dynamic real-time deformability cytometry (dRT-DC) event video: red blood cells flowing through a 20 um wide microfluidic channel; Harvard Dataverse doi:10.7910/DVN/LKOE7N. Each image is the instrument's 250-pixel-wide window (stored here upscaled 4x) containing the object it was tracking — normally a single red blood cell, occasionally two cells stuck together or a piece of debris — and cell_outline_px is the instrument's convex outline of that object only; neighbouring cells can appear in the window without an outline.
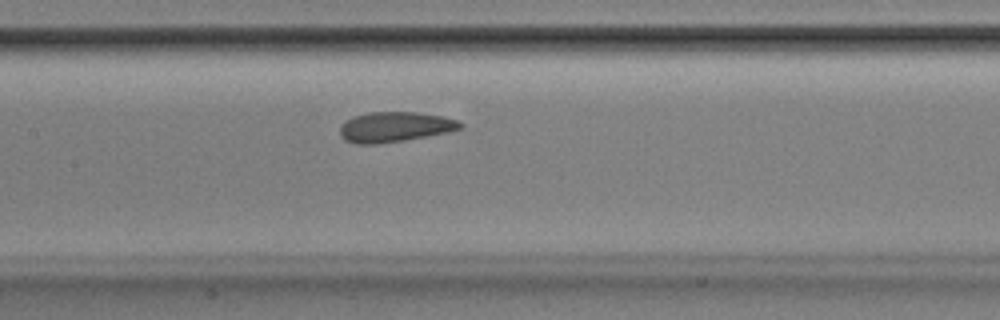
{"species": "Egyptian fruit bat (a non-hibernating species)", "species_latin": "Rousettus aegyptiacus", "temperature_condition": "room temperature", "stored_images_in_passage": 47, "camera_frame_rate_fps": 3000, "um_per_image_px": 0.085, "animal": {"sex": "male"}, "frame": {"image": 1, "passage_image": 19, "time_ms": 6.0, "image_size_px": [1000, 320], "cell_outline_px": [[464, 128], [404, 140], [376, 144], [356, 144], [344, 140], [340, 136], [340, 128], [348, 120], [356, 116], [368, 112], [416, 112], [444, 116], [460, 120], [464, 124]], "centroid_in_image_um": [33.59, 10.78], "position_along_channel_um": 173.8, "area_um2": 20.98}}
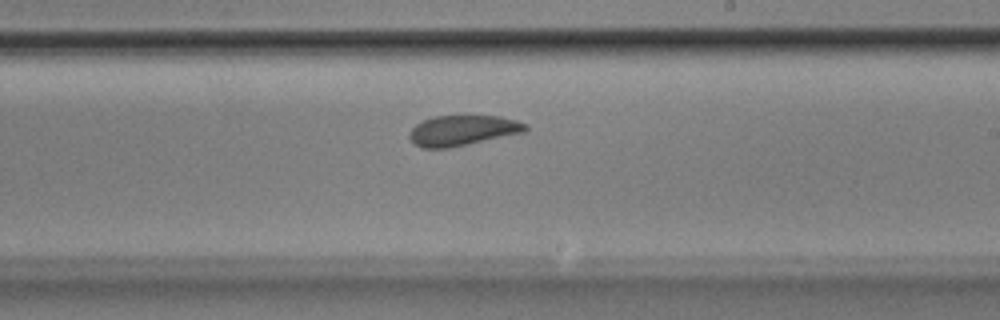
{"frame": {"image": 2, "passage_image": 25, "time_ms": 8.0, "image_size_px": [1000, 320], "cell_outline_px": [[528, 128], [524, 132], [448, 148], [420, 148], [408, 136], [408, 132], [420, 120], [432, 116], [500, 116], [516, 120], [528, 124]], "centroid_in_image_um": [39.29, 11.07], "position_along_channel_um": 249.7, "area_um2": 20.52}}
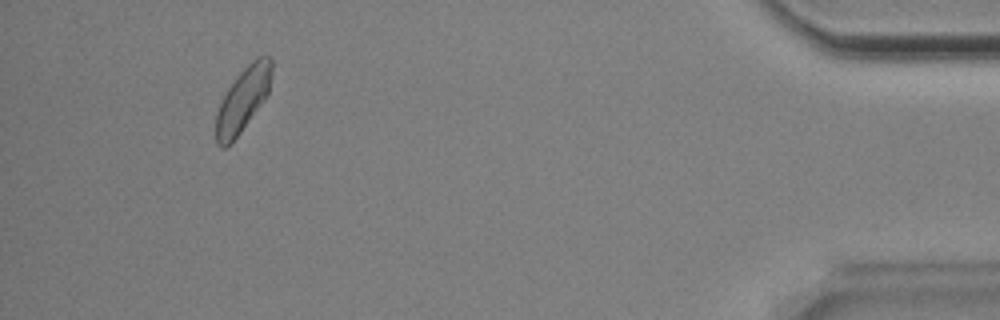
{"frame": {"image": 3, "passage_image": 43, "time_ms": 14.0, "image_size_px": [1000, 320], "cell_outline_px": [[272, 72], [268, 92], [264, 100], [240, 132], [224, 148], [220, 148], [216, 144], [216, 112], [228, 88], [236, 76], [256, 56], [268, 56], [272, 60]], "centroid_in_image_um": [20.64, 8.44], "position_along_channel_um": 414.6, "area_um2": 20.46}, "authors_computed_cell_mechanics": {"area_um2": 21.0392, "velocity_mm_per_s": 3.8191, "shape_relaxation_time_tau1_ms": 2.9733, "shape_relaxation_time_tau2_ms": 0.2088, "deformation_change_tau1": 0.075, "deformation_change_tau2": 0.0309}}